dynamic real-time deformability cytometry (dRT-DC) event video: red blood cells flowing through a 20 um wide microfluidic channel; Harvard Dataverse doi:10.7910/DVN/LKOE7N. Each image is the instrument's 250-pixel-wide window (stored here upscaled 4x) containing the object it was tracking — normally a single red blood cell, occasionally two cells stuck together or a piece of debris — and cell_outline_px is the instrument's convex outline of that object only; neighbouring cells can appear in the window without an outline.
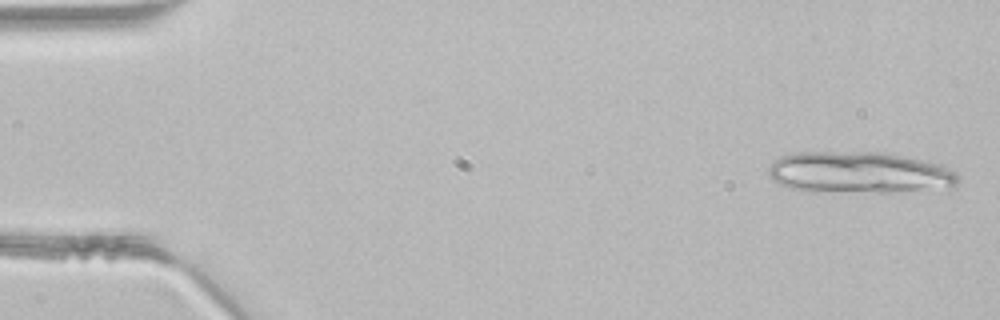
{"species": "common noctule bat (a hibernating species)", "species_latin": "Nyctalus noctula", "temperature_condition": "room temperature", "stored_images_in_passage": 12, "camera_frame_rate_fps": 3000, "um_per_image_px": 0.085, "animal": {"sex": "male", "body_mass_g": 21.5, "forearm_length_mm": 52.0}, "frame": {"image": 1, "passage_image": 1, "time_ms": 0.0, "image_size_px": [1000, 320], "cell_outline_px": [[956, 188], [952, 192], [876, 192], [792, 188], [780, 184], [772, 180], [768, 172], [768, 168], [780, 156], [796, 152], [884, 152], [928, 160], [940, 164], [956, 172]], "centroid_in_image_um": [73.24, 14.67], "position_along_channel_um": 11.8, "area_um2": 46.41}}